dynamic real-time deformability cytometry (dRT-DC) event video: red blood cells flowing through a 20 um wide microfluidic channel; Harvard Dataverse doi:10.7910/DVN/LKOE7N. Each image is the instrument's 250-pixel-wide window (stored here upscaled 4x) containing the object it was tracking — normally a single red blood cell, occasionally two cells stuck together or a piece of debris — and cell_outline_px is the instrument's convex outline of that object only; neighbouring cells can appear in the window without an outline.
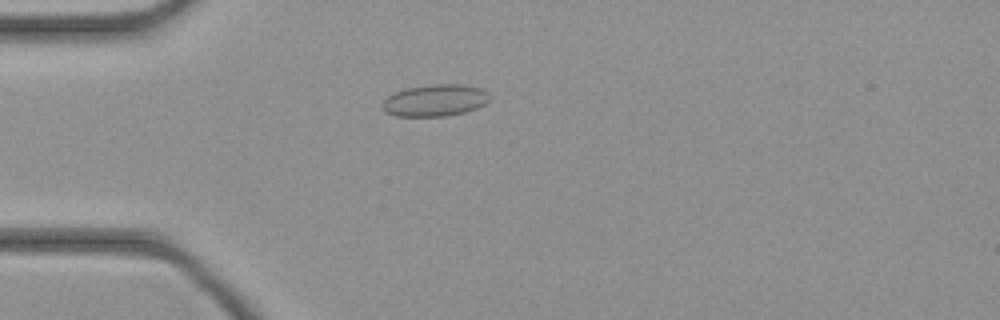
{"species": "common noctule bat (a hibernating species)", "species_latin": "Nyctalus noctula", "temperature_condition": "cold", "stored_images_in_passage": 45, "camera_frame_rate_fps": 3000, "um_per_image_px": 0.085, "animal": {"sex": "female", "body_mass_g": 21.9}, "frame": {"image": 1, "passage_image": 12, "time_ms": 3.667, "image_size_px": [1000, 320], "cell_outline_px": [[488, 100], [484, 104], [476, 108], [464, 112], [444, 116], [396, 116], [388, 112], [380, 104], [388, 96], [396, 92], [408, 88], [436, 84], [460, 84], [480, 88], [488, 92]], "centroid_in_image_um": [36.98, 8.53], "position_along_channel_um": 48.0, "area_um2": 19.54}}
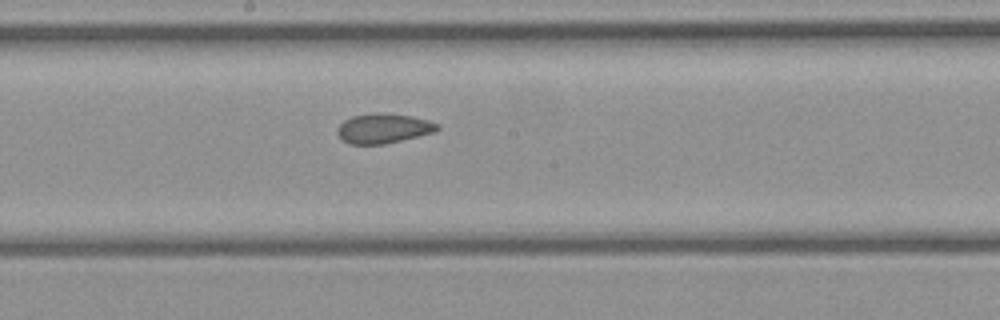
{"frame": {"image": 2, "passage_image": 24, "time_ms": 7.667, "image_size_px": [1000, 320], "cell_outline_px": [[440, 128], [436, 132], [384, 144], [348, 144], [336, 132], [336, 128], [344, 120], [352, 116], [376, 112], [388, 112], [412, 116], [428, 120], [440, 124]], "centroid_in_image_um": [32.61, 10.89], "position_along_channel_um": 215.6, "area_um2": 17.57}}
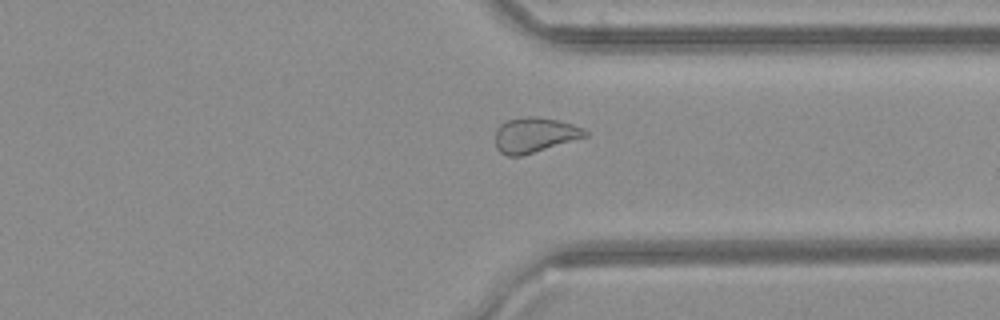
{"frame": {"image": 3, "passage_image": 34, "time_ms": 11.0, "image_size_px": [1000, 320], "cell_outline_px": [[588, 136], [520, 156], [508, 156], [500, 152], [496, 148], [496, 128], [500, 124], [508, 120], [528, 116], [536, 116], [556, 120], [572, 124], [584, 128], [588, 132]], "centroid_in_image_um": [45.44, 11.47], "position_along_channel_um": 366.0, "area_um2": 18.21}}